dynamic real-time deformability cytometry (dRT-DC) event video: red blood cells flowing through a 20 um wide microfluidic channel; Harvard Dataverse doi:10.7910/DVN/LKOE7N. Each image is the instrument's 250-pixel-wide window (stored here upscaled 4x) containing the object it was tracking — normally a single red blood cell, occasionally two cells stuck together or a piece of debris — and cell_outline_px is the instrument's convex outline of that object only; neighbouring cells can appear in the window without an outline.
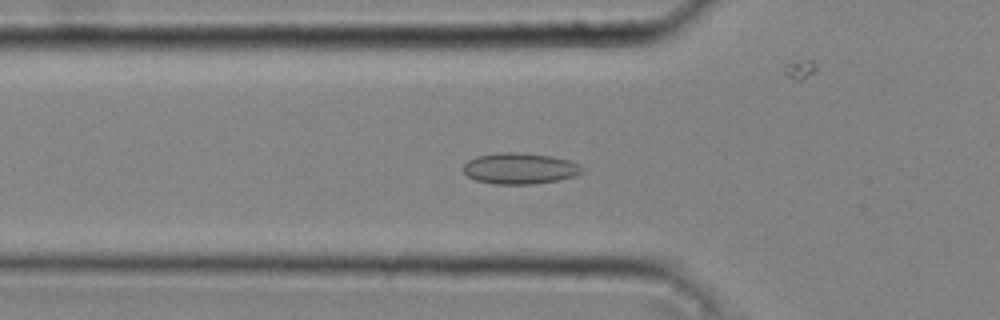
{"species": "common noctule bat (a hibernating species)", "species_latin": "Nyctalus noctula", "temperature_condition": "cold", "stored_images_in_passage": 33, "camera_frame_rate_fps": 3000, "um_per_image_px": 0.085, "animal": {"sex": "male", "body_mass_g": 20.4}, "frame": {"image": 1, "passage_image": 7, "time_ms": 2.0, "image_size_px": [1000, 320], "cell_outline_px": [[584, 172], [576, 176], [560, 180], [532, 184], [496, 184], [476, 180], [468, 176], [464, 172], [464, 164], [468, 160], [476, 156], [496, 152], [516, 152], [552, 156], [568, 160], [580, 164], [584, 168]], "centroid_in_image_um": [44.22, 14.31], "position_along_channel_um": 81.6, "area_um2": 21.73}}
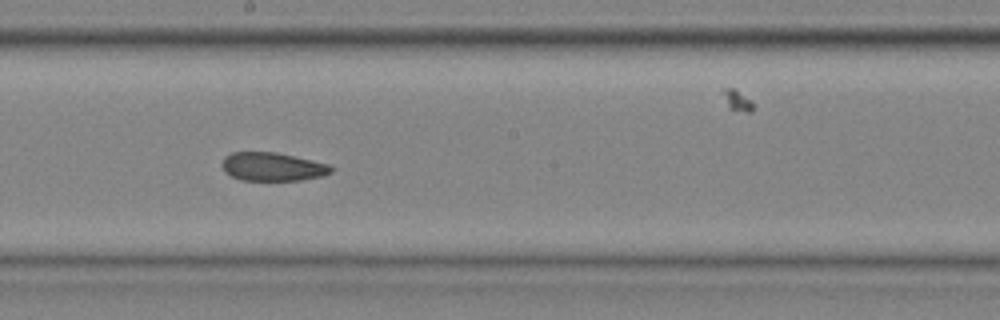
{"frame": {"image": 2, "passage_image": 17, "time_ms": 5.333, "image_size_px": [1000, 320], "cell_outline_px": [[332, 172], [324, 176], [300, 180], [240, 180], [224, 172], [220, 164], [224, 156], [232, 152], [276, 152], [312, 160], [328, 164], [332, 168]], "centroid_in_image_um": [23.13, 14.17], "position_along_channel_um": 225.1, "area_um2": 18.21}}
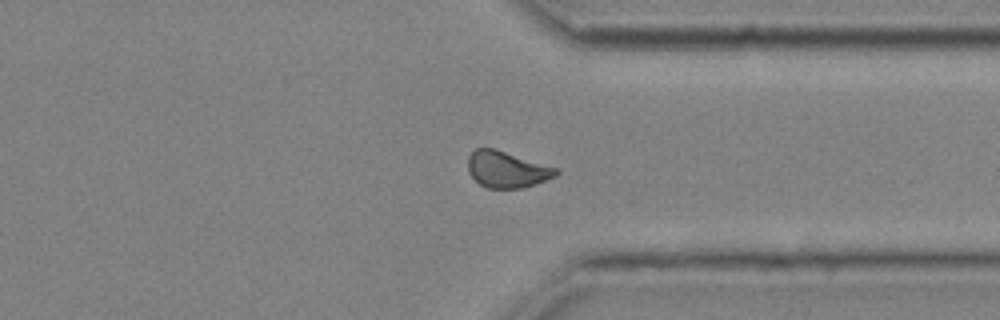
{"frame": {"image": 3, "passage_image": 27, "time_ms": 8.667, "image_size_px": [1000, 320], "cell_outline_px": [[560, 172], [556, 176], [536, 184], [524, 188], [488, 188], [480, 184], [468, 172], [468, 156], [476, 148], [496, 148], [560, 168]], "centroid_in_image_um": [43.13, 14.39], "position_along_channel_um": 368.3, "area_um2": 19.02}}